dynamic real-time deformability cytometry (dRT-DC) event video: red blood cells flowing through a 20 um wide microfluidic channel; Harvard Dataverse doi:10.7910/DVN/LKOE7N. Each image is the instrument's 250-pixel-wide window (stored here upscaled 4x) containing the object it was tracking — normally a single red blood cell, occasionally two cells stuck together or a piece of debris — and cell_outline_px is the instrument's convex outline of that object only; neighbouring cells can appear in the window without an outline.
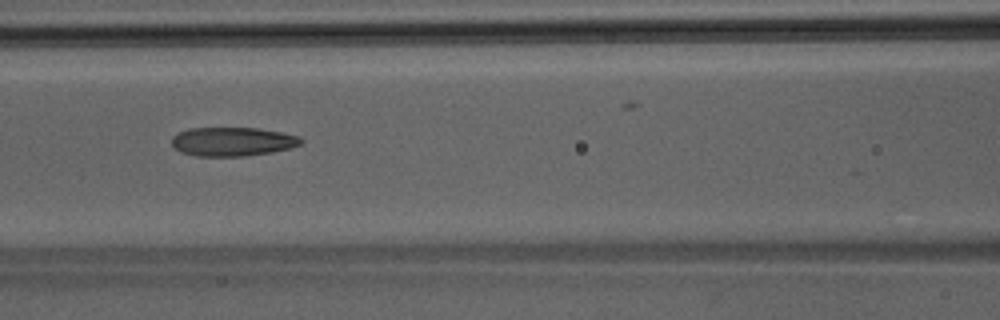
{"species": "Egyptian fruit bat (a non-hibernating species)", "species_latin": "Rousettus aegyptiacus", "temperature_condition": "room temperature", "stored_images_in_passage": 30, "camera_frame_rate_fps": 3000, "um_per_image_px": 0.085, "animal": {"sex": "male"}, "frame": {"image": 1, "passage_image": 13, "time_ms": 4.0, "image_size_px": [1000, 320], "cell_outline_px": [[304, 140], [300, 144], [292, 148], [272, 152], [244, 156], [196, 156], [180, 152], [172, 144], [172, 136], [176, 132], [188, 128], [256, 128], [280, 132], [300, 136]], "centroid_in_image_um": [19.75, 12.03], "position_along_channel_um": 146.8, "area_um2": 21.91}}